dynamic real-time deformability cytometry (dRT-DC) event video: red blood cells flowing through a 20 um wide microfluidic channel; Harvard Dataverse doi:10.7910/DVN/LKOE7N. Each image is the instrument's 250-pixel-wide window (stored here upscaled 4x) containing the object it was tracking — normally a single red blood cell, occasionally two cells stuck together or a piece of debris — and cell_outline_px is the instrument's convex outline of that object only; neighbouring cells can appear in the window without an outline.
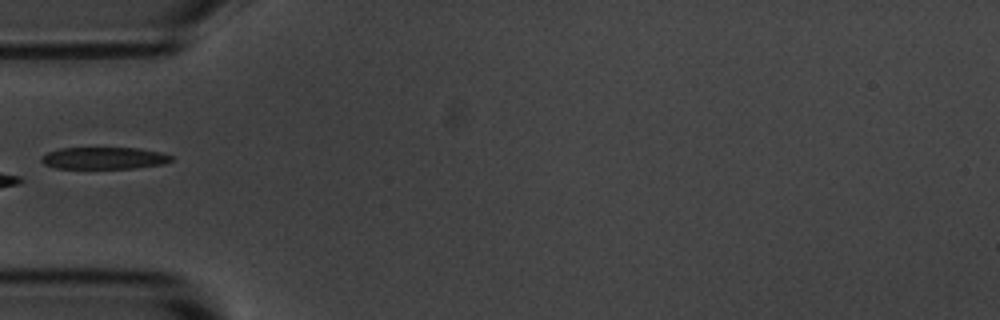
{"species": "common noctule bat (a hibernating species)", "species_latin": "Nyctalus noctula", "temperature_condition": "room temperature", "stored_images_in_passage": 4, "camera_frame_rate_fps": 3000, "um_per_image_px": 0.085, "animal": {"sex": "male", "body_mass_g": 20.1, "forearm_length_mm": 53.5}, "frame": {"image": 1, "passage_image": 4, "time_ms": 4.333, "image_size_px": [1000, 320], "cell_outline_px": [[172, 160], [164, 164], [132, 168], [56, 168], [44, 164], [40, 160], [40, 156], [48, 152], [60, 148], [140, 148], [160, 152], [172, 156]], "centroid_in_image_um": [8.82, 13.43], "position_along_channel_um": 76.2, "area_um2": 16.59}}